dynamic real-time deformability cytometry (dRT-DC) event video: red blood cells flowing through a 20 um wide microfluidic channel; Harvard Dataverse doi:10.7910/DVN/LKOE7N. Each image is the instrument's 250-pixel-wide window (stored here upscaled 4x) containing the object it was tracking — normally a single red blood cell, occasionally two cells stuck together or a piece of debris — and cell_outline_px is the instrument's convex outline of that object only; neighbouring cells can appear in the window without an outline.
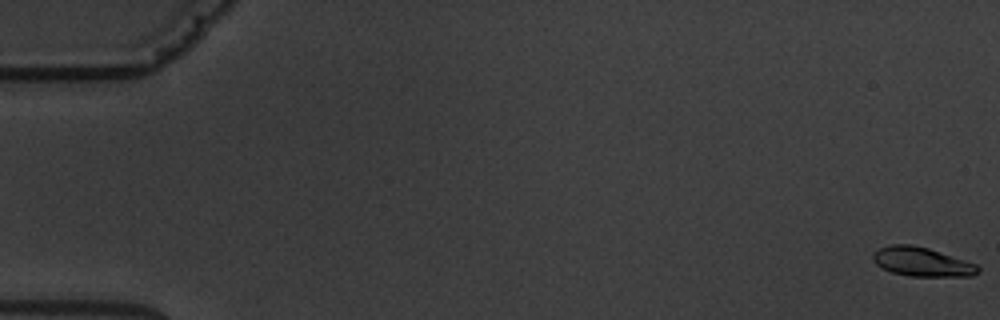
{"species": "common noctule bat (a hibernating species)", "species_latin": "Nyctalus noctula", "temperature_condition": "warm", "stored_images_in_passage": 7, "camera_frame_rate_fps": 3000, "um_per_image_px": 0.085, "animal": {"sex": "male", "body_mass_g": 19.5, "forearm_length_mm": 54.6}, "frame": {"image": 1, "passage_image": 1, "time_ms": 0.0, "image_size_px": [1000, 320], "cell_outline_px": [[980, 272], [972, 276], [912, 276], [892, 272], [880, 268], [872, 260], [872, 252], [888, 244], [912, 244], [928, 248], [976, 264], [980, 268]], "centroid_in_image_um": [78.32, 22.25], "position_along_channel_um": 6.7, "area_um2": 17.86}}
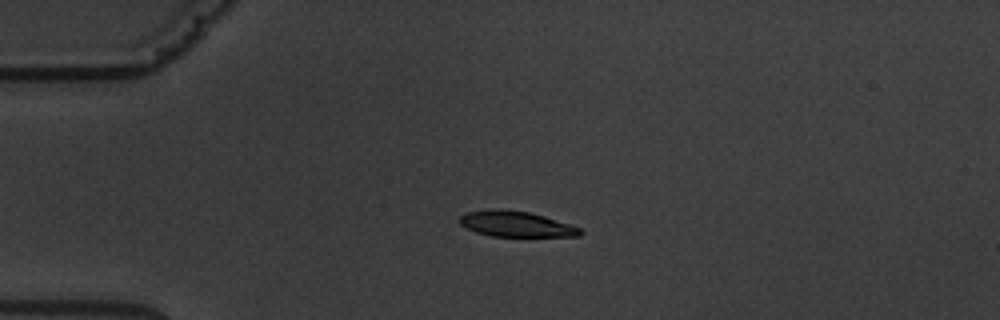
{"frame": {"image": 2, "passage_image": 5, "time_ms": 4.667, "image_size_px": [1000, 320], "cell_outline_px": [[584, 232], [580, 236], [492, 236], [476, 232], [460, 224], [460, 216], [464, 212], [492, 208], [504, 208], [528, 212], [544, 216], [580, 228]], "centroid_in_image_um": [43.82, 19.02], "position_along_channel_um": 41.2, "area_um2": 17.98}}